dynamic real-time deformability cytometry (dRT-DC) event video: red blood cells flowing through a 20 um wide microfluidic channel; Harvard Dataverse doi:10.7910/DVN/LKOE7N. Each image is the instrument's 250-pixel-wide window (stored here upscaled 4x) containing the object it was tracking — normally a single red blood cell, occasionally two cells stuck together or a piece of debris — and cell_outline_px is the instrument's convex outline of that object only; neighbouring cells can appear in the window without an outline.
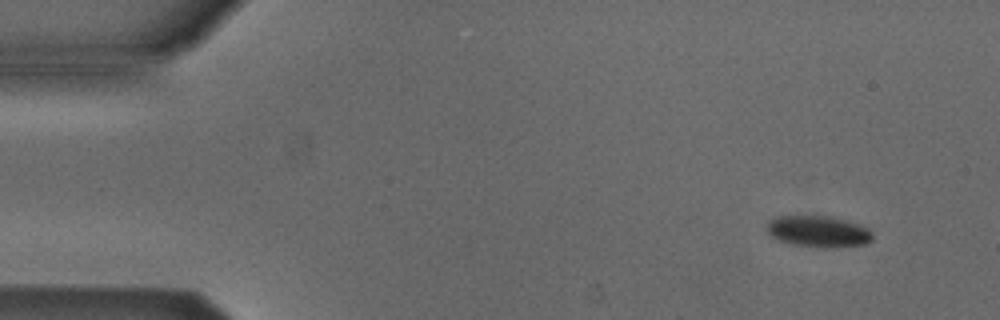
{"species": "Egyptian fruit bat (a non-hibernating species)", "species_latin": "Rousettus aegyptiacus", "temperature_condition": "cold", "stored_images_in_passage": 3, "camera_frame_rate_fps": 3000, "um_per_image_px": 0.085, "animal": {"sex": "male"}, "frame": {"image": 1, "passage_image": 1, "time_ms": 0.0, "image_size_px": [1000, 320], "cell_outline_px": [[872, 240], [864, 244], [824, 248], [820, 248], [788, 244], [772, 236], [768, 232], [768, 224], [772, 220], [780, 216], [828, 216], [844, 220], [868, 228], [872, 232]], "centroid_in_image_um": [69.57, 19.69], "position_along_channel_um": 15.4, "area_um2": 19.02}}